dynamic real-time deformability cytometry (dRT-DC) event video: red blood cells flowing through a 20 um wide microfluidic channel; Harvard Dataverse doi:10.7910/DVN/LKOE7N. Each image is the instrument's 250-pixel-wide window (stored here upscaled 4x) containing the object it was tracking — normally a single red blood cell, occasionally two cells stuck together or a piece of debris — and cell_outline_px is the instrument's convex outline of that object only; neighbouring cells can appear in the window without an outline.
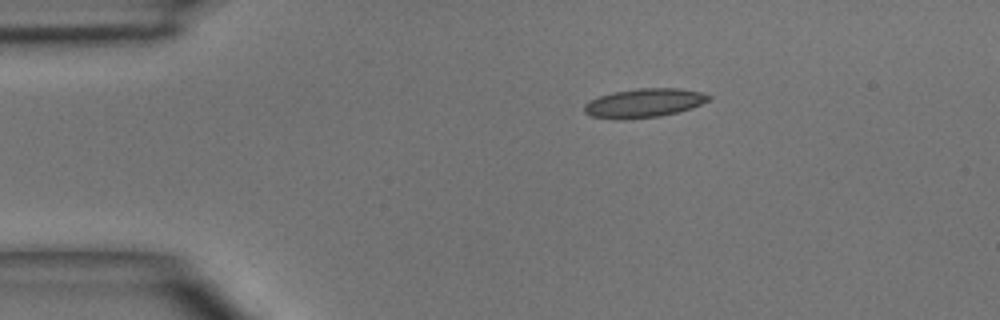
{"species": "common noctule bat (a hibernating species)", "species_latin": "Nyctalus noctula", "temperature_condition": "room temperature", "stored_images_in_passage": 2, "camera_frame_rate_fps": 3000, "um_per_image_px": 0.085, "animal": {"sex": "male", "body_mass_g": 15.6}, "frame": {"image": 1, "passage_image": 1, "time_ms": 0.0, "image_size_px": [1000, 320], "cell_outline_px": [[712, 96], [708, 100], [692, 108], [660, 116], [624, 120], [616, 120], [592, 116], [584, 112], [584, 104], [600, 96], [612, 92], [640, 88], [680, 88], [704, 92]], "centroid_in_image_um": [54.75, 8.76], "position_along_channel_um": 30.3, "area_um2": 21.04}}